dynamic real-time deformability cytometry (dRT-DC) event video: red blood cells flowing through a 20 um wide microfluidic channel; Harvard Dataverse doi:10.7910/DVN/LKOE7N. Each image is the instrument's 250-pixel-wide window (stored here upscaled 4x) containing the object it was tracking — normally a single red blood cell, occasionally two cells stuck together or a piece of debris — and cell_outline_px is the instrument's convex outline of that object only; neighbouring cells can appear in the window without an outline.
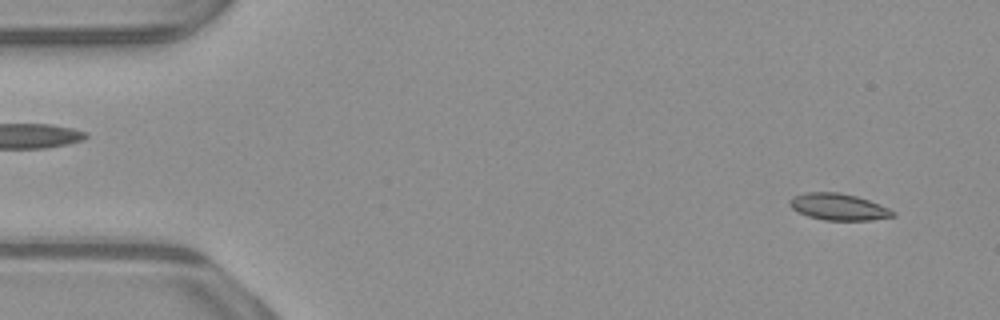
{"species": "common noctule bat (a hibernating species)", "species_latin": "Nyctalus noctula", "temperature_condition": "warm", "stored_images_in_passage": 47, "camera_frame_rate_fps": 3000, "um_per_image_px": 0.085, "animal": {"sex": "male", "body_mass_g": 23.1, "forearm_length_mm": 52.7}, "frame": {"image": 1, "passage_image": 3, "time_ms": 0.667, "image_size_px": [1000, 320], "cell_outline_px": [[896, 216], [872, 220], [824, 220], [808, 216], [796, 212], [788, 204], [788, 200], [792, 196], [804, 192], [840, 192], [856, 196], [880, 204], [896, 212]], "centroid_in_image_um": [71.24, 17.58], "position_along_channel_um": 13.8, "area_um2": 16.24}}
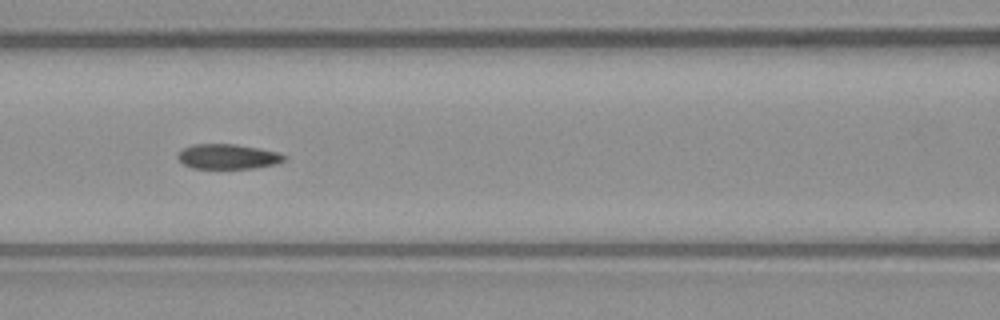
{"frame": {"image": 2, "passage_image": 22, "time_ms": 7.0, "image_size_px": [1000, 320], "cell_outline_px": [[288, 160], [276, 164], [256, 168], [192, 168], [184, 164], [176, 156], [184, 148], [192, 144], [236, 144], [260, 148], [280, 152], [288, 156]], "centroid_in_image_um": [19.45, 13.3], "position_along_channel_um": 147.1, "area_um2": 15.66}}
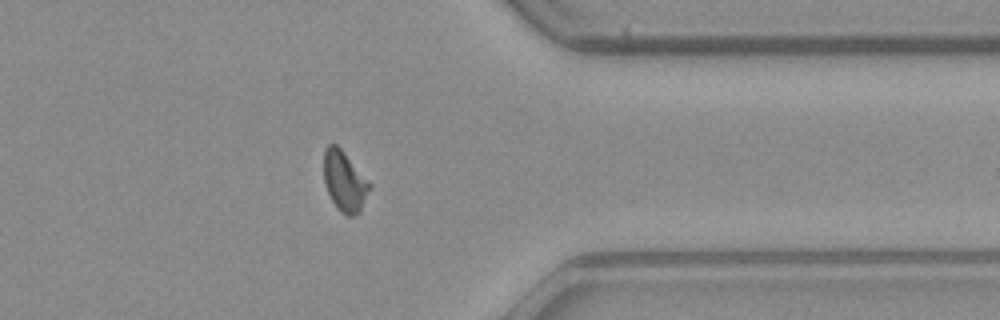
{"frame": {"image": 3, "passage_image": 41, "time_ms": 13.333, "image_size_px": [1000, 320], "cell_outline_px": [[372, 184], [360, 212], [356, 216], [348, 216], [340, 212], [332, 200], [324, 184], [324, 148], [328, 144], [336, 144], [340, 148]], "centroid_in_image_um": [29.28, 15.42], "position_along_channel_um": 382.1, "area_um2": 16.07}, "authors_computed_cell_mechanics": {"area_um2": 16.2418, "velocity_mm_per_s": 3.913, "shape_relaxation_time_tau1_ms": 7.4642, "shape_relaxation_time_tau2_ms": 1.7042, "deformation_change_tau1": 0.1663, "deformation_change_tau2": 0.0582}}